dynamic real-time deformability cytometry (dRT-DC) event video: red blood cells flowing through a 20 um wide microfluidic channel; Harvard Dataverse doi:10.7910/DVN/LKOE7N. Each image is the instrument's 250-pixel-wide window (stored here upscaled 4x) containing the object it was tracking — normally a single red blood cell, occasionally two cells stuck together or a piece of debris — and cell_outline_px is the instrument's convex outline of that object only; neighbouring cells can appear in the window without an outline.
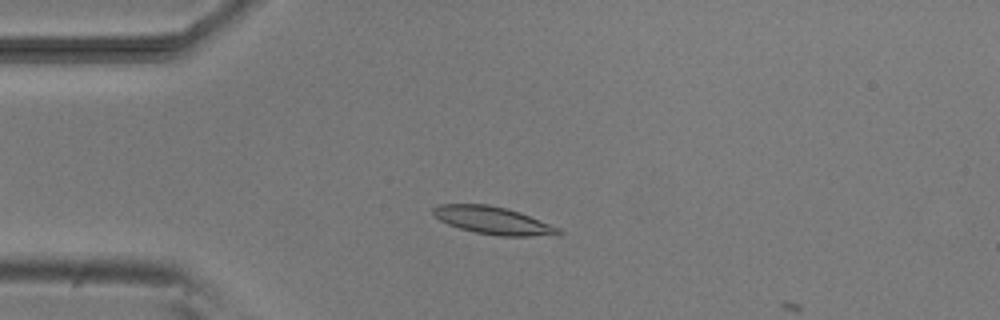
{"species": "common noctule bat (a hibernating species)", "species_latin": "Nyctalus noctula", "temperature_condition": "room temperature", "stored_images_in_passage": 5, "camera_frame_rate_fps": 3000, "um_per_image_px": 0.085, "animal": {"sex": "male", "body_mass_g": 20.5, "forearm_length_mm": 52.5}, "frame": {"image": 1, "passage_image": 4, "time_ms": 3.333, "image_size_px": [1000, 320], "cell_outline_px": [[564, 232], [560, 236], [500, 236], [476, 232], [460, 228], [448, 224], [440, 220], [432, 212], [432, 208], [436, 204], [488, 204], [520, 212], [560, 228]], "centroid_in_image_um": [41.96, 18.75], "position_along_channel_um": 43.0, "area_um2": 20.23}}